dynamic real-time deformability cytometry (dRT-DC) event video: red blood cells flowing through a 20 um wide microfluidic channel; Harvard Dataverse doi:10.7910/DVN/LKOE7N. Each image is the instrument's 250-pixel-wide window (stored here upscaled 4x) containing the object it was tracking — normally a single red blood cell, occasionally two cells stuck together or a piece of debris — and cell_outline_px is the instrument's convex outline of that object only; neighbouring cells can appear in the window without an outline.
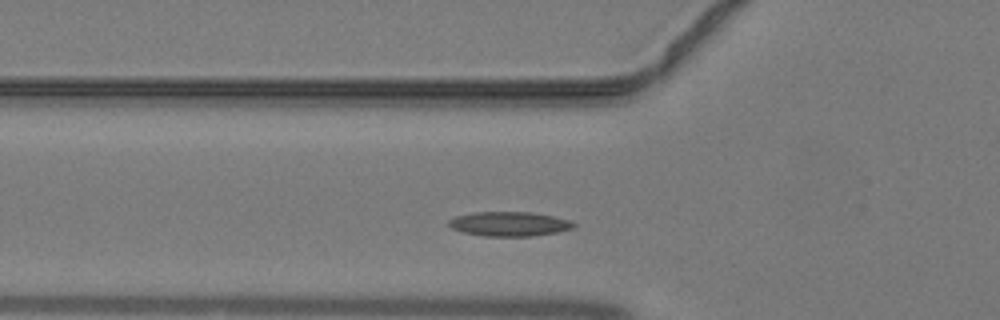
{"species": "common noctule bat (a hibernating species)", "species_latin": "Nyctalus noctula", "temperature_condition": "warm", "stored_images_in_passage": 32, "camera_frame_rate_fps": 3000, "um_per_image_px": 0.085, "animal": {"sex": "male", "body_mass_g": 19.2, "forearm_length_mm": 51.8}, "frame": {"image": 1, "passage_image": 2, "time_ms": 0.333, "image_size_px": [1000, 320], "cell_outline_px": [[576, 228], [556, 232], [532, 236], [484, 236], [464, 232], [452, 228], [448, 224], [448, 220], [456, 216], [472, 212], [532, 212], [572, 220], [576, 224]], "centroid_in_image_um": [43.32, 19.03], "position_along_channel_um": 82.5, "area_um2": 17.86}}
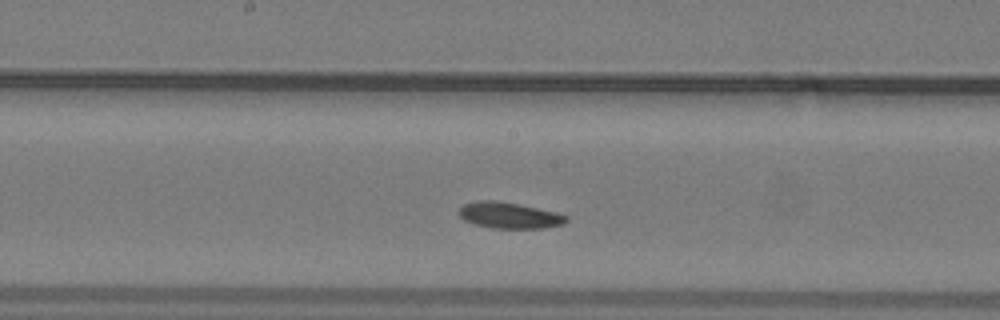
{"frame": {"image": 2, "passage_image": 10, "time_ms": 3.0, "image_size_px": [1000, 320], "cell_outline_px": [[568, 220], [564, 224], [544, 228], [492, 228], [476, 224], [464, 220], [456, 212], [464, 204], [476, 200], [492, 200], [520, 204], [556, 212], [568, 216]], "centroid_in_image_um": [43.28, 18.3], "position_along_channel_um": 204.9, "area_um2": 16.42}}
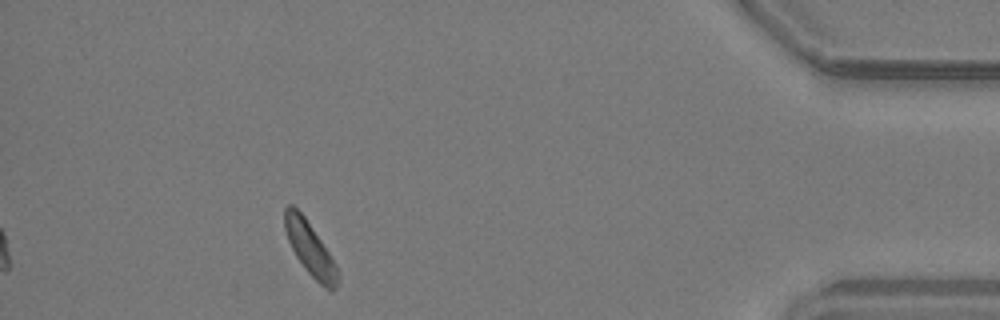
{"frame": {"image": 3, "passage_image": 27, "time_ms": 8.667, "image_size_px": [1000, 320], "cell_outline_px": [[340, 276], [336, 288], [332, 292], [320, 284], [304, 268], [296, 256], [288, 240], [284, 228], [284, 208], [288, 204], [292, 204], [304, 216], [336, 264]], "centroid_in_image_um": [26.35, 21.16], "position_along_channel_um": 408.8, "area_um2": 16.3}}